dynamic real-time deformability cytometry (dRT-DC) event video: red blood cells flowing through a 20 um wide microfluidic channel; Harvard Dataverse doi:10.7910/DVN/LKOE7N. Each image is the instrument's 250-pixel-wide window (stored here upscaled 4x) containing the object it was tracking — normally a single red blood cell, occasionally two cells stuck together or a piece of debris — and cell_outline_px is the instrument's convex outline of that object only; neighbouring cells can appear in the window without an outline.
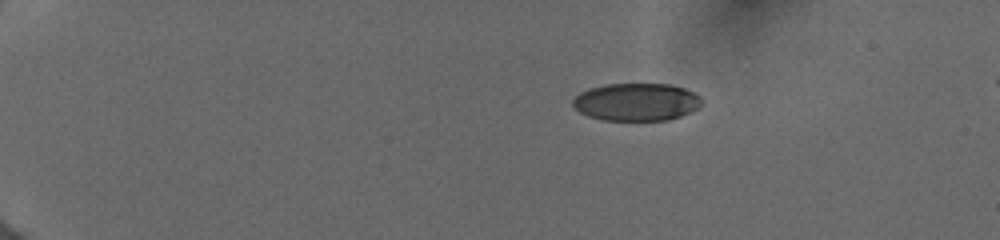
{"species": "human", "species_latin": "Homo sapiens", "temperature_condition": "cold", "stored_images_in_passage": 18, "camera_frame_rate_fps": 3000, "um_per_image_px": 0.085, "donor": {"sex": "female"}, "frame": {"image": 1, "passage_image": 7, "time_ms": 3.333, "image_size_px": [1000, 240], "cell_outline_px": [[700, 104], [696, 108], [680, 116], [668, 120], [604, 120], [588, 116], [580, 112], [572, 104], [572, 100], [580, 92], [588, 88], [608, 84], [672, 84], [684, 88], [700, 96]], "centroid_in_image_um": [54.06, 8.66], "position_along_channel_um": 30.9, "area_um2": 28.09}}
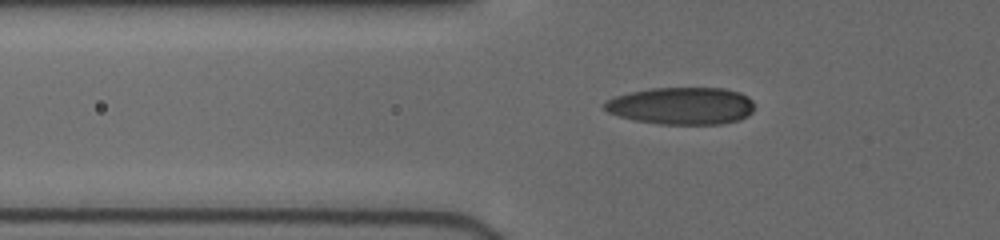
{"frame": {"image": 2, "passage_image": 15, "time_ms": 6.667, "image_size_px": [1000, 240], "cell_outline_px": [[752, 112], [748, 116], [740, 120], [720, 124], [660, 124], [636, 120], [620, 116], [608, 112], [604, 108], [604, 104], [608, 100], [616, 96], [632, 92], [652, 88], [724, 88], [740, 92], [748, 96], [752, 100]], "centroid_in_image_um": [57.98, 9.0], "position_along_channel_um": 67.8, "area_um2": 32.43}}
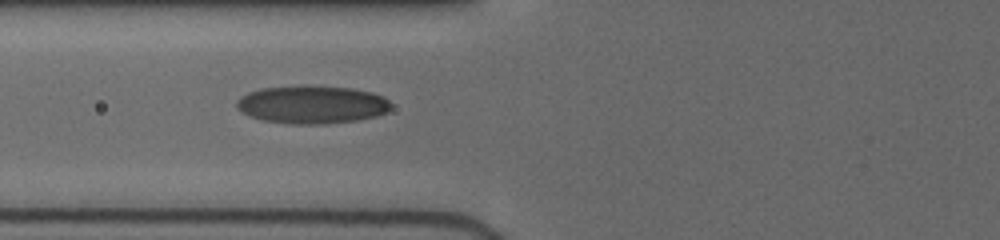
{"frame": {"image": 3, "passage_image": 17, "time_ms": 7.667, "image_size_px": [1000, 240], "cell_outline_px": [[392, 104], [388, 112], [376, 116], [356, 120], [324, 124], [292, 124], [264, 120], [252, 116], [236, 108], [236, 100], [240, 96], [248, 92], [260, 88], [352, 88], [372, 92], [388, 100]], "centroid_in_image_um": [26.53, 8.92], "position_along_channel_um": 99.3, "area_um2": 33.18}}